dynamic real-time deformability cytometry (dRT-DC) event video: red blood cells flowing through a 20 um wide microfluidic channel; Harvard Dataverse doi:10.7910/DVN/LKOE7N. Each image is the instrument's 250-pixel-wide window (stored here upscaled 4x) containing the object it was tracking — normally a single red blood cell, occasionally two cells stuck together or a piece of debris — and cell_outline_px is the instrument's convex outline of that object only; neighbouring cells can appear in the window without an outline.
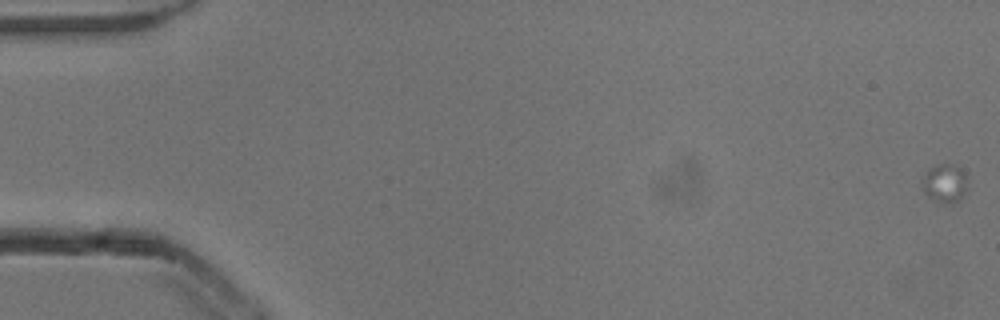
{"species": "common noctule bat (a hibernating species)", "species_latin": "Nyctalus noctula", "temperature_condition": "cold", "stored_images_in_passage": 20, "camera_frame_rate_fps": 3000, "um_per_image_px": 0.085, "animal": {"sex": "male", "body_mass_g": 13.3}, "frame": {"image": 1, "passage_image": 1, "time_ms": 0.0, "image_size_px": [1000, 320], "cell_outline_px": [[968, 188], [964, 196], [948, 204], [936, 200], [928, 196], [924, 192], [924, 172], [928, 168], [936, 164], [956, 164], [960, 168], [968, 180]], "centroid_in_image_um": [80.35, 15.54], "position_along_channel_um": 4.7, "area_um2": 10.17}}